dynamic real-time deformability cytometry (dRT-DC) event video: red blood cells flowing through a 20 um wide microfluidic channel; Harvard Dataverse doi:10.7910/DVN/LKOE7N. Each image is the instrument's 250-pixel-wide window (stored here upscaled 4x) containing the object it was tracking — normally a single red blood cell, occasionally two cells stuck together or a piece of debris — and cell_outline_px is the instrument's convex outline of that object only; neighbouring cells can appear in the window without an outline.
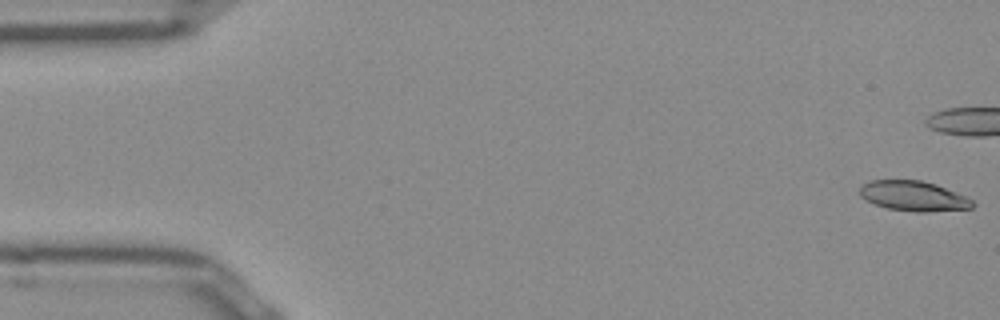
{"species": "Egyptian fruit bat (a non-hibernating species)", "species_latin": "Rousettus aegyptiacus", "temperature_condition": "room temperature", "stored_images_in_passage": 46, "camera_frame_rate_fps": 3000, "um_per_image_px": 0.085, "frame": {"image": 1, "passage_image": 1, "time_ms": 0.0, "image_size_px": [1000, 320], "cell_outline_px": [[976, 204], [972, 208], [928, 212], [916, 212], [888, 208], [876, 204], [860, 196], [860, 188], [868, 180], [920, 180], [936, 184], [968, 196]], "centroid_in_image_um": [77.7, 16.66], "position_along_channel_um": 7.3, "area_um2": 19.77}}
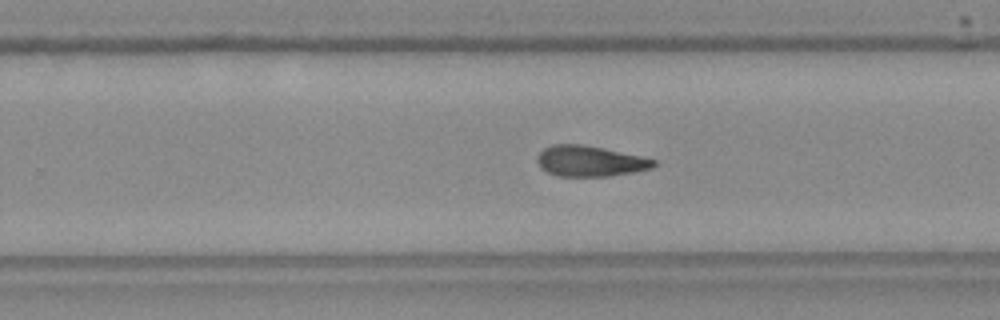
{"frame": {"image": 2, "passage_image": 32, "time_ms": 10.333, "image_size_px": [1000, 320], "cell_outline_px": [[656, 164], [652, 168], [632, 172], [608, 176], [556, 176], [540, 168], [536, 160], [536, 156], [544, 148], [552, 144], [580, 144], [640, 156], [656, 160]], "centroid_in_image_um": [50.09, 13.7], "position_along_channel_um": 279.7, "area_um2": 20.63}}
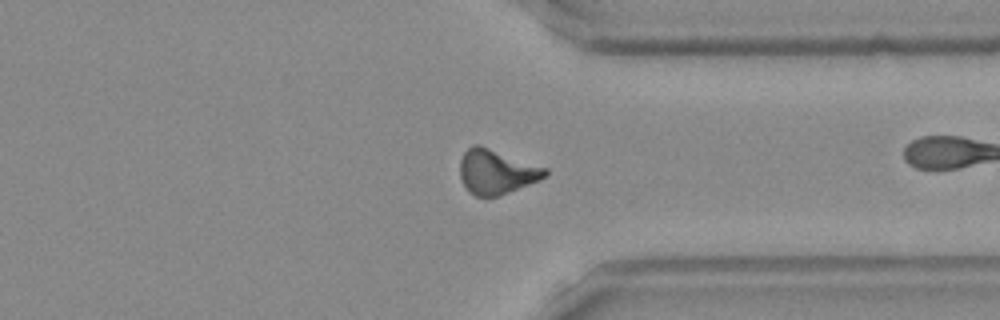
{"frame": {"image": 3, "passage_image": 39, "time_ms": 12.667, "image_size_px": [1000, 320], "cell_outline_px": [[548, 176], [540, 180], [508, 192], [496, 196], [476, 196], [468, 192], [460, 176], [460, 160], [464, 152], [472, 144], [480, 144], [548, 168]], "centroid_in_image_um": [42.21, 14.58], "position_along_channel_um": 369.2, "area_um2": 22.25}}